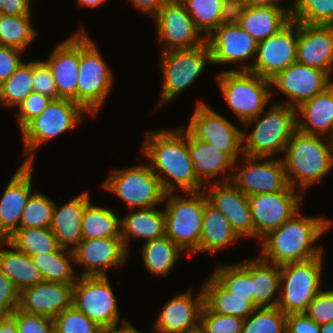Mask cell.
I'll return each mask as SVG.
<instances>
[{
    "mask_svg": "<svg viewBox=\"0 0 333 333\" xmlns=\"http://www.w3.org/2000/svg\"><path fill=\"white\" fill-rule=\"evenodd\" d=\"M145 137L141 152L150 160L149 165L165 193L206 189L195 175L188 150V132L184 128L148 131Z\"/></svg>",
    "mask_w": 333,
    "mask_h": 333,
    "instance_id": "6da1fadb",
    "label": "cell"
},
{
    "mask_svg": "<svg viewBox=\"0 0 333 333\" xmlns=\"http://www.w3.org/2000/svg\"><path fill=\"white\" fill-rule=\"evenodd\" d=\"M332 225L331 219H326L324 216L308 217L298 211L259 242L261 246L259 256L269 264L283 266L323 255V249L316 246L315 242Z\"/></svg>",
    "mask_w": 333,
    "mask_h": 333,
    "instance_id": "7a4b0ae2",
    "label": "cell"
},
{
    "mask_svg": "<svg viewBox=\"0 0 333 333\" xmlns=\"http://www.w3.org/2000/svg\"><path fill=\"white\" fill-rule=\"evenodd\" d=\"M282 158L288 184L300 192L322 181L333 168L331 138L296 130Z\"/></svg>",
    "mask_w": 333,
    "mask_h": 333,
    "instance_id": "3957f363",
    "label": "cell"
},
{
    "mask_svg": "<svg viewBox=\"0 0 333 333\" xmlns=\"http://www.w3.org/2000/svg\"><path fill=\"white\" fill-rule=\"evenodd\" d=\"M271 105L266 112L243 124L246 127L254 125L248 135L243 129V154L276 157L285 152L287 143L297 130L296 108L277 102Z\"/></svg>",
    "mask_w": 333,
    "mask_h": 333,
    "instance_id": "277c9868",
    "label": "cell"
},
{
    "mask_svg": "<svg viewBox=\"0 0 333 333\" xmlns=\"http://www.w3.org/2000/svg\"><path fill=\"white\" fill-rule=\"evenodd\" d=\"M115 77L96 43L84 28L79 32L77 104L92 117L97 116L113 89Z\"/></svg>",
    "mask_w": 333,
    "mask_h": 333,
    "instance_id": "5b68a950",
    "label": "cell"
},
{
    "mask_svg": "<svg viewBox=\"0 0 333 333\" xmlns=\"http://www.w3.org/2000/svg\"><path fill=\"white\" fill-rule=\"evenodd\" d=\"M216 83L224 101L242 124L267 109L274 93L269 79L250 71L223 70L218 73Z\"/></svg>",
    "mask_w": 333,
    "mask_h": 333,
    "instance_id": "8992f818",
    "label": "cell"
},
{
    "mask_svg": "<svg viewBox=\"0 0 333 333\" xmlns=\"http://www.w3.org/2000/svg\"><path fill=\"white\" fill-rule=\"evenodd\" d=\"M162 74L160 106L175 99L189 88L203 73L207 63L212 64L210 48L205 41L193 48L163 51L159 56Z\"/></svg>",
    "mask_w": 333,
    "mask_h": 333,
    "instance_id": "52a82bcc",
    "label": "cell"
},
{
    "mask_svg": "<svg viewBox=\"0 0 333 333\" xmlns=\"http://www.w3.org/2000/svg\"><path fill=\"white\" fill-rule=\"evenodd\" d=\"M87 112L70 99H55L22 130L24 153L23 164H34L35 152L41 144L73 130L78 122L85 120Z\"/></svg>",
    "mask_w": 333,
    "mask_h": 333,
    "instance_id": "ba28073f",
    "label": "cell"
},
{
    "mask_svg": "<svg viewBox=\"0 0 333 333\" xmlns=\"http://www.w3.org/2000/svg\"><path fill=\"white\" fill-rule=\"evenodd\" d=\"M186 196L166 193V235L176 243L188 257L199 247L203 228L204 190L187 192ZM168 199V200H167Z\"/></svg>",
    "mask_w": 333,
    "mask_h": 333,
    "instance_id": "9c48e42d",
    "label": "cell"
},
{
    "mask_svg": "<svg viewBox=\"0 0 333 333\" xmlns=\"http://www.w3.org/2000/svg\"><path fill=\"white\" fill-rule=\"evenodd\" d=\"M323 257L280 266V295L277 307L286 315L304 313L322 289ZM321 287V288H320Z\"/></svg>",
    "mask_w": 333,
    "mask_h": 333,
    "instance_id": "30bf717a",
    "label": "cell"
},
{
    "mask_svg": "<svg viewBox=\"0 0 333 333\" xmlns=\"http://www.w3.org/2000/svg\"><path fill=\"white\" fill-rule=\"evenodd\" d=\"M102 186L132 209L154 207L164 202L165 192L150 165L138 164L111 171Z\"/></svg>",
    "mask_w": 333,
    "mask_h": 333,
    "instance_id": "8fae6325",
    "label": "cell"
},
{
    "mask_svg": "<svg viewBox=\"0 0 333 333\" xmlns=\"http://www.w3.org/2000/svg\"><path fill=\"white\" fill-rule=\"evenodd\" d=\"M108 276H78L72 305L105 331L120 321L117 300Z\"/></svg>",
    "mask_w": 333,
    "mask_h": 333,
    "instance_id": "7c38bea8",
    "label": "cell"
},
{
    "mask_svg": "<svg viewBox=\"0 0 333 333\" xmlns=\"http://www.w3.org/2000/svg\"><path fill=\"white\" fill-rule=\"evenodd\" d=\"M184 129L194 139L214 145L234 162L241 157L238 154L243 155V130L202 100L197 102L188 126Z\"/></svg>",
    "mask_w": 333,
    "mask_h": 333,
    "instance_id": "4fadbf2b",
    "label": "cell"
},
{
    "mask_svg": "<svg viewBox=\"0 0 333 333\" xmlns=\"http://www.w3.org/2000/svg\"><path fill=\"white\" fill-rule=\"evenodd\" d=\"M231 182L246 196L282 191L289 185L278 155L274 158L241 155L234 163Z\"/></svg>",
    "mask_w": 333,
    "mask_h": 333,
    "instance_id": "5bb4252c",
    "label": "cell"
},
{
    "mask_svg": "<svg viewBox=\"0 0 333 333\" xmlns=\"http://www.w3.org/2000/svg\"><path fill=\"white\" fill-rule=\"evenodd\" d=\"M297 191L288 185L282 191L248 196L254 238L258 242L300 211L303 194Z\"/></svg>",
    "mask_w": 333,
    "mask_h": 333,
    "instance_id": "9a60e30c",
    "label": "cell"
},
{
    "mask_svg": "<svg viewBox=\"0 0 333 333\" xmlns=\"http://www.w3.org/2000/svg\"><path fill=\"white\" fill-rule=\"evenodd\" d=\"M298 44V22L291 19L276 34L258 42L256 60L243 64V71H250L271 79L278 72L296 62Z\"/></svg>",
    "mask_w": 333,
    "mask_h": 333,
    "instance_id": "2e32d148",
    "label": "cell"
},
{
    "mask_svg": "<svg viewBox=\"0 0 333 333\" xmlns=\"http://www.w3.org/2000/svg\"><path fill=\"white\" fill-rule=\"evenodd\" d=\"M160 52L193 48L206 41L180 0H167L153 16Z\"/></svg>",
    "mask_w": 333,
    "mask_h": 333,
    "instance_id": "e0dca14e",
    "label": "cell"
},
{
    "mask_svg": "<svg viewBox=\"0 0 333 333\" xmlns=\"http://www.w3.org/2000/svg\"><path fill=\"white\" fill-rule=\"evenodd\" d=\"M270 82L271 88L275 87L288 98L280 104L297 108L303 102L323 92L333 83V78L322 70L296 61L278 72Z\"/></svg>",
    "mask_w": 333,
    "mask_h": 333,
    "instance_id": "ac0fdd59",
    "label": "cell"
},
{
    "mask_svg": "<svg viewBox=\"0 0 333 333\" xmlns=\"http://www.w3.org/2000/svg\"><path fill=\"white\" fill-rule=\"evenodd\" d=\"M73 253L75 264L85 268L78 276H108V269L122 266L129 255L121 237L82 239Z\"/></svg>",
    "mask_w": 333,
    "mask_h": 333,
    "instance_id": "d6986e66",
    "label": "cell"
},
{
    "mask_svg": "<svg viewBox=\"0 0 333 333\" xmlns=\"http://www.w3.org/2000/svg\"><path fill=\"white\" fill-rule=\"evenodd\" d=\"M206 41L213 65L241 63V66L233 71H243L242 64L250 58H255L258 46V41L239 24H220L206 37Z\"/></svg>",
    "mask_w": 333,
    "mask_h": 333,
    "instance_id": "ffe728a7",
    "label": "cell"
},
{
    "mask_svg": "<svg viewBox=\"0 0 333 333\" xmlns=\"http://www.w3.org/2000/svg\"><path fill=\"white\" fill-rule=\"evenodd\" d=\"M207 200L218 209L229 221L233 231L241 239L254 238V227L251 210L246 196L231 181L206 185Z\"/></svg>",
    "mask_w": 333,
    "mask_h": 333,
    "instance_id": "44dd1931",
    "label": "cell"
},
{
    "mask_svg": "<svg viewBox=\"0 0 333 333\" xmlns=\"http://www.w3.org/2000/svg\"><path fill=\"white\" fill-rule=\"evenodd\" d=\"M33 164H21L11 177L0 198V240L19 229L22 212L32 190Z\"/></svg>",
    "mask_w": 333,
    "mask_h": 333,
    "instance_id": "7402d4cb",
    "label": "cell"
},
{
    "mask_svg": "<svg viewBox=\"0 0 333 333\" xmlns=\"http://www.w3.org/2000/svg\"><path fill=\"white\" fill-rule=\"evenodd\" d=\"M297 62L326 72H333V25L298 23Z\"/></svg>",
    "mask_w": 333,
    "mask_h": 333,
    "instance_id": "603a6c76",
    "label": "cell"
},
{
    "mask_svg": "<svg viewBox=\"0 0 333 333\" xmlns=\"http://www.w3.org/2000/svg\"><path fill=\"white\" fill-rule=\"evenodd\" d=\"M199 291L193 296L190 289L168 300L153 322L154 328L159 333H184L200 325L204 307L202 287Z\"/></svg>",
    "mask_w": 333,
    "mask_h": 333,
    "instance_id": "cb8c5ba5",
    "label": "cell"
},
{
    "mask_svg": "<svg viewBox=\"0 0 333 333\" xmlns=\"http://www.w3.org/2000/svg\"><path fill=\"white\" fill-rule=\"evenodd\" d=\"M45 59L58 92V99H70L77 103L79 70V32L63 40Z\"/></svg>",
    "mask_w": 333,
    "mask_h": 333,
    "instance_id": "d4e9b609",
    "label": "cell"
},
{
    "mask_svg": "<svg viewBox=\"0 0 333 333\" xmlns=\"http://www.w3.org/2000/svg\"><path fill=\"white\" fill-rule=\"evenodd\" d=\"M73 286L59 282H40L19 295V308L32 314L55 318L72 306Z\"/></svg>",
    "mask_w": 333,
    "mask_h": 333,
    "instance_id": "484cf974",
    "label": "cell"
},
{
    "mask_svg": "<svg viewBox=\"0 0 333 333\" xmlns=\"http://www.w3.org/2000/svg\"><path fill=\"white\" fill-rule=\"evenodd\" d=\"M188 150L195 175L204 186L213 183L212 179L217 180L216 183L232 180L235 162L226 153L210 143L194 139L189 133ZM227 171L228 174H226ZM221 174L223 177L219 179L218 175Z\"/></svg>",
    "mask_w": 333,
    "mask_h": 333,
    "instance_id": "4316f807",
    "label": "cell"
},
{
    "mask_svg": "<svg viewBox=\"0 0 333 333\" xmlns=\"http://www.w3.org/2000/svg\"><path fill=\"white\" fill-rule=\"evenodd\" d=\"M90 203L87 191L75 196L58 208L55 203L50 229L61 248L73 250L82 240V218L85 207Z\"/></svg>",
    "mask_w": 333,
    "mask_h": 333,
    "instance_id": "83f0119b",
    "label": "cell"
},
{
    "mask_svg": "<svg viewBox=\"0 0 333 333\" xmlns=\"http://www.w3.org/2000/svg\"><path fill=\"white\" fill-rule=\"evenodd\" d=\"M297 130L333 138V83L296 108Z\"/></svg>",
    "mask_w": 333,
    "mask_h": 333,
    "instance_id": "f1b7e54d",
    "label": "cell"
},
{
    "mask_svg": "<svg viewBox=\"0 0 333 333\" xmlns=\"http://www.w3.org/2000/svg\"><path fill=\"white\" fill-rule=\"evenodd\" d=\"M120 218L121 238L130 253L131 238L151 241L166 235L165 213L156 207L138 208Z\"/></svg>",
    "mask_w": 333,
    "mask_h": 333,
    "instance_id": "f546056e",
    "label": "cell"
},
{
    "mask_svg": "<svg viewBox=\"0 0 333 333\" xmlns=\"http://www.w3.org/2000/svg\"><path fill=\"white\" fill-rule=\"evenodd\" d=\"M7 246L10 249H5ZM0 270L21 293L25 288L45 282L43 273L30 255L17 250L7 240H0Z\"/></svg>",
    "mask_w": 333,
    "mask_h": 333,
    "instance_id": "4dcf8cb0",
    "label": "cell"
},
{
    "mask_svg": "<svg viewBox=\"0 0 333 333\" xmlns=\"http://www.w3.org/2000/svg\"><path fill=\"white\" fill-rule=\"evenodd\" d=\"M240 238L233 231L228 219L207 200L204 192L203 228L198 249L194 252L216 254Z\"/></svg>",
    "mask_w": 333,
    "mask_h": 333,
    "instance_id": "1f68e13d",
    "label": "cell"
},
{
    "mask_svg": "<svg viewBox=\"0 0 333 333\" xmlns=\"http://www.w3.org/2000/svg\"><path fill=\"white\" fill-rule=\"evenodd\" d=\"M202 286L204 305L211 312L246 319L257 308L253 300H246L226 290L212 275Z\"/></svg>",
    "mask_w": 333,
    "mask_h": 333,
    "instance_id": "d6a6232c",
    "label": "cell"
},
{
    "mask_svg": "<svg viewBox=\"0 0 333 333\" xmlns=\"http://www.w3.org/2000/svg\"><path fill=\"white\" fill-rule=\"evenodd\" d=\"M290 20L282 9L248 4L239 25L260 42L276 34Z\"/></svg>",
    "mask_w": 333,
    "mask_h": 333,
    "instance_id": "836d02e7",
    "label": "cell"
},
{
    "mask_svg": "<svg viewBox=\"0 0 333 333\" xmlns=\"http://www.w3.org/2000/svg\"><path fill=\"white\" fill-rule=\"evenodd\" d=\"M253 302L257 308L277 306L280 293V266L260 256L252 258ZM278 293V294H277ZM275 297V298H274Z\"/></svg>",
    "mask_w": 333,
    "mask_h": 333,
    "instance_id": "e575fe53",
    "label": "cell"
},
{
    "mask_svg": "<svg viewBox=\"0 0 333 333\" xmlns=\"http://www.w3.org/2000/svg\"><path fill=\"white\" fill-rule=\"evenodd\" d=\"M140 251L144 267L155 277L168 276L183 252L167 235L144 242Z\"/></svg>",
    "mask_w": 333,
    "mask_h": 333,
    "instance_id": "d590c367",
    "label": "cell"
},
{
    "mask_svg": "<svg viewBox=\"0 0 333 333\" xmlns=\"http://www.w3.org/2000/svg\"><path fill=\"white\" fill-rule=\"evenodd\" d=\"M120 218L116 211L90 202L82 218V239L121 237Z\"/></svg>",
    "mask_w": 333,
    "mask_h": 333,
    "instance_id": "8d00e7d4",
    "label": "cell"
},
{
    "mask_svg": "<svg viewBox=\"0 0 333 333\" xmlns=\"http://www.w3.org/2000/svg\"><path fill=\"white\" fill-rule=\"evenodd\" d=\"M33 262L43 273L46 282H59L74 285L77 274L74 273L72 263L74 261L73 250L60 248L55 252L41 253L31 256Z\"/></svg>",
    "mask_w": 333,
    "mask_h": 333,
    "instance_id": "74e56055",
    "label": "cell"
},
{
    "mask_svg": "<svg viewBox=\"0 0 333 333\" xmlns=\"http://www.w3.org/2000/svg\"><path fill=\"white\" fill-rule=\"evenodd\" d=\"M211 275L236 296L253 300L252 259L240 264L216 265Z\"/></svg>",
    "mask_w": 333,
    "mask_h": 333,
    "instance_id": "f35d334b",
    "label": "cell"
},
{
    "mask_svg": "<svg viewBox=\"0 0 333 333\" xmlns=\"http://www.w3.org/2000/svg\"><path fill=\"white\" fill-rule=\"evenodd\" d=\"M6 240L17 250L30 256L55 252L61 248L50 228H19Z\"/></svg>",
    "mask_w": 333,
    "mask_h": 333,
    "instance_id": "ab89813d",
    "label": "cell"
},
{
    "mask_svg": "<svg viewBox=\"0 0 333 333\" xmlns=\"http://www.w3.org/2000/svg\"><path fill=\"white\" fill-rule=\"evenodd\" d=\"M32 15L10 16L0 14V37L3 46L24 51L37 37Z\"/></svg>",
    "mask_w": 333,
    "mask_h": 333,
    "instance_id": "60d3db41",
    "label": "cell"
},
{
    "mask_svg": "<svg viewBox=\"0 0 333 333\" xmlns=\"http://www.w3.org/2000/svg\"><path fill=\"white\" fill-rule=\"evenodd\" d=\"M33 61L21 62L15 72L3 81V92L0 104L18 107L33 92Z\"/></svg>",
    "mask_w": 333,
    "mask_h": 333,
    "instance_id": "b9f144b4",
    "label": "cell"
},
{
    "mask_svg": "<svg viewBox=\"0 0 333 333\" xmlns=\"http://www.w3.org/2000/svg\"><path fill=\"white\" fill-rule=\"evenodd\" d=\"M196 28L206 38L221 24L223 0H180Z\"/></svg>",
    "mask_w": 333,
    "mask_h": 333,
    "instance_id": "7bdbcfd3",
    "label": "cell"
},
{
    "mask_svg": "<svg viewBox=\"0 0 333 333\" xmlns=\"http://www.w3.org/2000/svg\"><path fill=\"white\" fill-rule=\"evenodd\" d=\"M286 318L277 306L256 308L244 319L241 333H286Z\"/></svg>",
    "mask_w": 333,
    "mask_h": 333,
    "instance_id": "ee69618b",
    "label": "cell"
},
{
    "mask_svg": "<svg viewBox=\"0 0 333 333\" xmlns=\"http://www.w3.org/2000/svg\"><path fill=\"white\" fill-rule=\"evenodd\" d=\"M55 202L46 194L33 192L22 212L19 228H49Z\"/></svg>",
    "mask_w": 333,
    "mask_h": 333,
    "instance_id": "f6af8a7d",
    "label": "cell"
},
{
    "mask_svg": "<svg viewBox=\"0 0 333 333\" xmlns=\"http://www.w3.org/2000/svg\"><path fill=\"white\" fill-rule=\"evenodd\" d=\"M292 19L307 25H333V0H297Z\"/></svg>",
    "mask_w": 333,
    "mask_h": 333,
    "instance_id": "bcb514c9",
    "label": "cell"
},
{
    "mask_svg": "<svg viewBox=\"0 0 333 333\" xmlns=\"http://www.w3.org/2000/svg\"><path fill=\"white\" fill-rule=\"evenodd\" d=\"M53 321L54 333H106L96 322L73 305L62 311Z\"/></svg>",
    "mask_w": 333,
    "mask_h": 333,
    "instance_id": "7dc6e473",
    "label": "cell"
},
{
    "mask_svg": "<svg viewBox=\"0 0 333 333\" xmlns=\"http://www.w3.org/2000/svg\"><path fill=\"white\" fill-rule=\"evenodd\" d=\"M244 319L211 312L205 305L200 324L207 333H241Z\"/></svg>",
    "mask_w": 333,
    "mask_h": 333,
    "instance_id": "c3c4849f",
    "label": "cell"
},
{
    "mask_svg": "<svg viewBox=\"0 0 333 333\" xmlns=\"http://www.w3.org/2000/svg\"><path fill=\"white\" fill-rule=\"evenodd\" d=\"M304 313L319 325L333 322V289H321Z\"/></svg>",
    "mask_w": 333,
    "mask_h": 333,
    "instance_id": "681fc988",
    "label": "cell"
},
{
    "mask_svg": "<svg viewBox=\"0 0 333 333\" xmlns=\"http://www.w3.org/2000/svg\"><path fill=\"white\" fill-rule=\"evenodd\" d=\"M53 99L38 92H31L17 107L16 118L20 131L33 119L39 116ZM19 109V110H18Z\"/></svg>",
    "mask_w": 333,
    "mask_h": 333,
    "instance_id": "f907efd6",
    "label": "cell"
},
{
    "mask_svg": "<svg viewBox=\"0 0 333 333\" xmlns=\"http://www.w3.org/2000/svg\"><path fill=\"white\" fill-rule=\"evenodd\" d=\"M18 333H54L53 318L17 308Z\"/></svg>",
    "mask_w": 333,
    "mask_h": 333,
    "instance_id": "816d5d0a",
    "label": "cell"
},
{
    "mask_svg": "<svg viewBox=\"0 0 333 333\" xmlns=\"http://www.w3.org/2000/svg\"><path fill=\"white\" fill-rule=\"evenodd\" d=\"M33 91L48 96L53 100L58 99L51 71L45 61H33Z\"/></svg>",
    "mask_w": 333,
    "mask_h": 333,
    "instance_id": "f5cc1de1",
    "label": "cell"
},
{
    "mask_svg": "<svg viewBox=\"0 0 333 333\" xmlns=\"http://www.w3.org/2000/svg\"><path fill=\"white\" fill-rule=\"evenodd\" d=\"M20 293L0 270V314L13 313L19 307Z\"/></svg>",
    "mask_w": 333,
    "mask_h": 333,
    "instance_id": "db71d44e",
    "label": "cell"
},
{
    "mask_svg": "<svg viewBox=\"0 0 333 333\" xmlns=\"http://www.w3.org/2000/svg\"><path fill=\"white\" fill-rule=\"evenodd\" d=\"M23 51L9 47L0 46V79L7 80L22 62L21 54Z\"/></svg>",
    "mask_w": 333,
    "mask_h": 333,
    "instance_id": "11a10c76",
    "label": "cell"
},
{
    "mask_svg": "<svg viewBox=\"0 0 333 333\" xmlns=\"http://www.w3.org/2000/svg\"><path fill=\"white\" fill-rule=\"evenodd\" d=\"M320 327L305 313L288 314L286 318V333H321Z\"/></svg>",
    "mask_w": 333,
    "mask_h": 333,
    "instance_id": "9f6ffc18",
    "label": "cell"
},
{
    "mask_svg": "<svg viewBox=\"0 0 333 333\" xmlns=\"http://www.w3.org/2000/svg\"><path fill=\"white\" fill-rule=\"evenodd\" d=\"M247 6L246 0H223L221 24H239Z\"/></svg>",
    "mask_w": 333,
    "mask_h": 333,
    "instance_id": "6f0895ef",
    "label": "cell"
},
{
    "mask_svg": "<svg viewBox=\"0 0 333 333\" xmlns=\"http://www.w3.org/2000/svg\"><path fill=\"white\" fill-rule=\"evenodd\" d=\"M31 0H0V14L10 16L32 15Z\"/></svg>",
    "mask_w": 333,
    "mask_h": 333,
    "instance_id": "680465c9",
    "label": "cell"
},
{
    "mask_svg": "<svg viewBox=\"0 0 333 333\" xmlns=\"http://www.w3.org/2000/svg\"><path fill=\"white\" fill-rule=\"evenodd\" d=\"M140 12L151 15L152 17L158 12L159 8L167 0H127Z\"/></svg>",
    "mask_w": 333,
    "mask_h": 333,
    "instance_id": "91938a15",
    "label": "cell"
},
{
    "mask_svg": "<svg viewBox=\"0 0 333 333\" xmlns=\"http://www.w3.org/2000/svg\"><path fill=\"white\" fill-rule=\"evenodd\" d=\"M0 333H18L17 309L13 313L0 314Z\"/></svg>",
    "mask_w": 333,
    "mask_h": 333,
    "instance_id": "94428289",
    "label": "cell"
},
{
    "mask_svg": "<svg viewBox=\"0 0 333 333\" xmlns=\"http://www.w3.org/2000/svg\"><path fill=\"white\" fill-rule=\"evenodd\" d=\"M249 5H254V6H272L276 7L279 9H282L291 19L294 15L295 9H296V4L297 0H292L290 8H284V6H281L279 4V0H246ZM281 1V0H280Z\"/></svg>",
    "mask_w": 333,
    "mask_h": 333,
    "instance_id": "6125c7cd",
    "label": "cell"
},
{
    "mask_svg": "<svg viewBox=\"0 0 333 333\" xmlns=\"http://www.w3.org/2000/svg\"><path fill=\"white\" fill-rule=\"evenodd\" d=\"M120 323L116 324L113 328L106 331V333H143L142 331L136 329L130 322L123 319V322L120 324L121 326L118 327ZM154 333H159L153 327Z\"/></svg>",
    "mask_w": 333,
    "mask_h": 333,
    "instance_id": "be15d7a7",
    "label": "cell"
},
{
    "mask_svg": "<svg viewBox=\"0 0 333 333\" xmlns=\"http://www.w3.org/2000/svg\"><path fill=\"white\" fill-rule=\"evenodd\" d=\"M77 5L79 4L81 7H91L95 8L97 6L100 7V5L104 4V2H107L109 0H76Z\"/></svg>",
    "mask_w": 333,
    "mask_h": 333,
    "instance_id": "e7e4bbea",
    "label": "cell"
},
{
    "mask_svg": "<svg viewBox=\"0 0 333 333\" xmlns=\"http://www.w3.org/2000/svg\"><path fill=\"white\" fill-rule=\"evenodd\" d=\"M320 331L321 333H333V322L322 324Z\"/></svg>",
    "mask_w": 333,
    "mask_h": 333,
    "instance_id": "03108f58",
    "label": "cell"
},
{
    "mask_svg": "<svg viewBox=\"0 0 333 333\" xmlns=\"http://www.w3.org/2000/svg\"><path fill=\"white\" fill-rule=\"evenodd\" d=\"M184 333H207L206 330L202 327V325H198L197 327L187 330Z\"/></svg>",
    "mask_w": 333,
    "mask_h": 333,
    "instance_id": "003e7915",
    "label": "cell"
},
{
    "mask_svg": "<svg viewBox=\"0 0 333 333\" xmlns=\"http://www.w3.org/2000/svg\"><path fill=\"white\" fill-rule=\"evenodd\" d=\"M2 92H3V80L0 79V102L2 98Z\"/></svg>",
    "mask_w": 333,
    "mask_h": 333,
    "instance_id": "a7ac6f4b",
    "label": "cell"
}]
</instances>
